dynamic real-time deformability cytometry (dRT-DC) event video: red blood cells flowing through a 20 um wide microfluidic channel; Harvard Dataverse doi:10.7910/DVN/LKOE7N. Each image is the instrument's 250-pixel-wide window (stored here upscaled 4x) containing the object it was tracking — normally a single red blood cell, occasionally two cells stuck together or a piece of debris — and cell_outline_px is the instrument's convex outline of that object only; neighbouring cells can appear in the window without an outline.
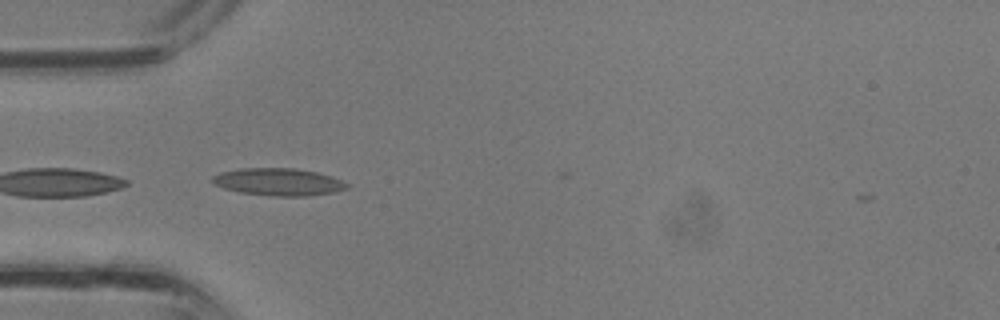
{"species": "common noctule bat (a hibernating species)", "species_latin": "Nyctalus noctula", "temperature_condition": "room temperature", "stored_images_in_passage": 6, "camera_frame_rate_fps": 3000, "um_per_image_px": 0.085, "animal": {"sex": "male", "body_mass_g": 13.3}, "frame": {"image": 1, "passage_image": 2, "time_ms": 0.333, "image_size_px": [1000, 320], "cell_outline_px": [[348, 188], [332, 192], [308, 196], [272, 196], [240, 192], [224, 188], [208, 180], [212, 176], [220, 172], [240, 168], [296, 168], [316, 172], [332, 176], [348, 184]], "centroid_in_image_um": [23.63, 15.45], "position_along_channel_um": 61.4, "area_um2": 21.44}}